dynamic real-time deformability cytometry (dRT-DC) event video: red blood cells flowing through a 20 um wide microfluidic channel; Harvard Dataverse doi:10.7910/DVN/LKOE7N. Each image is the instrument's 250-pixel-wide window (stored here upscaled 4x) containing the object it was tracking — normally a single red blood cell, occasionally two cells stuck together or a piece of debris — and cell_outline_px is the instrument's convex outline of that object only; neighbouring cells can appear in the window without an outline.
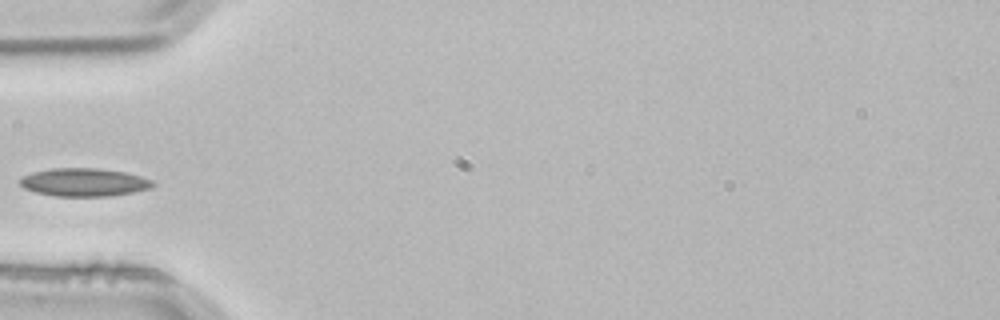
{"species": "common noctule bat (a hibernating species)", "species_latin": "Nyctalus noctula", "temperature_condition": "room temperature", "stored_images_in_passage": 1, "camera_frame_rate_fps": 3000, "um_per_image_px": 0.085, "animal": {"sex": "male", "body_mass_g": 21.5, "forearm_length_mm": 52.0}, "frame": {"image": 1, "passage_image": 1, "time_ms": 0.0, "image_size_px": [1000, 320], "cell_outline_px": [[156, 184], [152, 188], [112, 196], [52, 196], [36, 192], [24, 188], [16, 180], [20, 176], [32, 172], [52, 168], [100, 168], [124, 172], [140, 176], [152, 180]], "centroid_in_image_um": [7.11, 15.49], "position_along_channel_um": 77.9, "area_um2": 22.02}}